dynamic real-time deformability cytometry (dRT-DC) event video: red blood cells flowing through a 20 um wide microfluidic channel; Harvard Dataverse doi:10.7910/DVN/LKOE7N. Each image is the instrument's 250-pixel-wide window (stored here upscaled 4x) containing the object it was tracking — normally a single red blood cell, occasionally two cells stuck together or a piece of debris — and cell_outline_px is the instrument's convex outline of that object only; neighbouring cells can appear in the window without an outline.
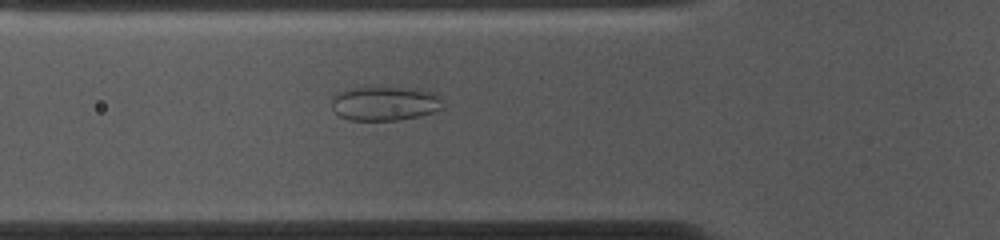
{"species": "common noctule bat (a hibernating species)", "species_latin": "Nyctalus noctula", "temperature_condition": "cold", "stored_images_in_passage": 48, "camera_frame_rate_fps": 3000, "um_per_image_px": 0.085, "animal": {"sex": "female", "body_mass_g": 10.0, "forearm_length_mm": 53.1}, "frame": {"image": 1, "passage_image": 12, "time_ms": 3.667, "image_size_px": [1000, 240], "cell_outline_px": [[444, 100], [440, 108], [432, 112], [420, 116], [396, 120], [348, 120], [340, 116], [332, 108], [332, 96], [336, 92], [352, 88], [416, 88], [440, 96]], "centroid_in_image_um": [32.68, 8.8], "position_along_channel_um": 93.1, "area_um2": 22.02}}
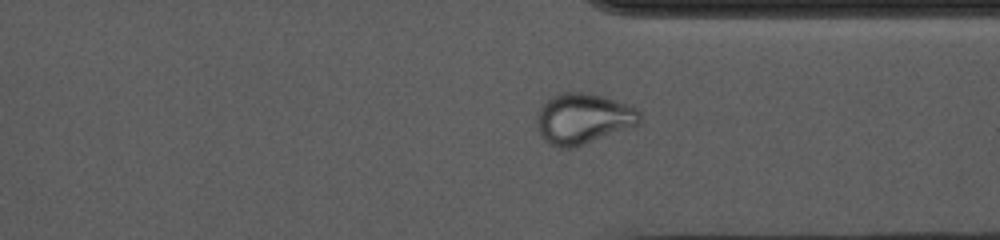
{"frame": {"image": 2, "passage_image": 34, "time_ms": 11.0, "image_size_px": [1000, 240], "cell_outline_px": [[640, 124], [636, 128], [572, 148], [560, 148], [544, 140], [536, 128], [536, 112], [540, 104], [556, 92], [588, 92], [604, 96], [628, 104], [636, 108], [640, 112]], "centroid_in_image_um": [49.57, 10.08], "position_along_channel_um": 361.8, "area_um2": 31.44}}
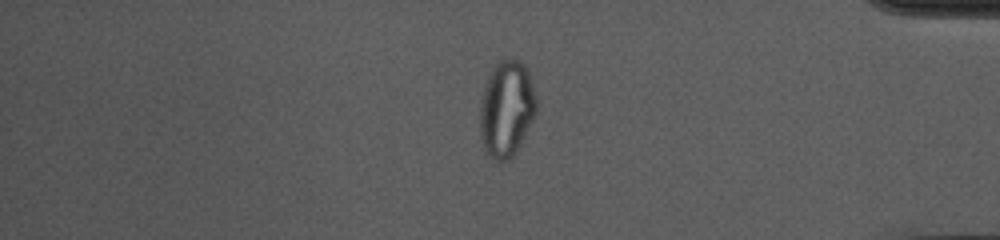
{"frame": {"image": 3, "passage_image": 39, "time_ms": 12.667, "image_size_px": [1000, 240], "cell_outline_px": [[536, 116], [516, 152], [508, 160], [496, 160], [484, 148], [480, 140], [480, 104], [488, 72], [492, 64], [500, 60], [520, 60], [524, 64], [528, 72], [532, 84], [536, 100]], "centroid_in_image_um": [43.05, 9.22], "position_along_channel_um": 392.2, "area_um2": 31.79}, "authors_computed_cell_mechanics": {"area_um2": 27.4261, "velocity_mm_per_s": 3.6699, "shape_relaxation_time_tau1_ms": null, "shape_relaxation_time_tau2_ms": 1.2427, "deformation_change_tau1": null, "deformation_change_tau2": 0.0531}}